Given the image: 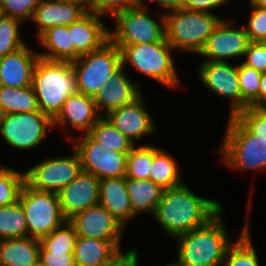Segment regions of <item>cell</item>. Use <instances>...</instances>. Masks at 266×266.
Listing matches in <instances>:
<instances>
[{
    "instance_id": "1",
    "label": "cell",
    "mask_w": 266,
    "mask_h": 266,
    "mask_svg": "<svg viewBox=\"0 0 266 266\" xmlns=\"http://www.w3.org/2000/svg\"><path fill=\"white\" fill-rule=\"evenodd\" d=\"M220 201L196 195L186 185L164 189L153 218L173 239L183 233L209 223L222 210Z\"/></svg>"
},
{
    "instance_id": "2",
    "label": "cell",
    "mask_w": 266,
    "mask_h": 266,
    "mask_svg": "<svg viewBox=\"0 0 266 266\" xmlns=\"http://www.w3.org/2000/svg\"><path fill=\"white\" fill-rule=\"evenodd\" d=\"M224 209L206 225L175 237L174 266H221L233 243L222 218ZM230 238V239H229Z\"/></svg>"
},
{
    "instance_id": "3",
    "label": "cell",
    "mask_w": 266,
    "mask_h": 266,
    "mask_svg": "<svg viewBox=\"0 0 266 266\" xmlns=\"http://www.w3.org/2000/svg\"><path fill=\"white\" fill-rule=\"evenodd\" d=\"M32 87L39 110L53 120L67 98L78 92L72 62L39 58L33 72Z\"/></svg>"
},
{
    "instance_id": "4",
    "label": "cell",
    "mask_w": 266,
    "mask_h": 266,
    "mask_svg": "<svg viewBox=\"0 0 266 266\" xmlns=\"http://www.w3.org/2000/svg\"><path fill=\"white\" fill-rule=\"evenodd\" d=\"M222 19L215 13L184 8L165 12V39L176 52L198 55Z\"/></svg>"
},
{
    "instance_id": "5",
    "label": "cell",
    "mask_w": 266,
    "mask_h": 266,
    "mask_svg": "<svg viewBox=\"0 0 266 266\" xmlns=\"http://www.w3.org/2000/svg\"><path fill=\"white\" fill-rule=\"evenodd\" d=\"M227 122L218 151L222 163L241 172L266 171V142L253 134L236 116L229 117Z\"/></svg>"
},
{
    "instance_id": "6",
    "label": "cell",
    "mask_w": 266,
    "mask_h": 266,
    "mask_svg": "<svg viewBox=\"0 0 266 266\" xmlns=\"http://www.w3.org/2000/svg\"><path fill=\"white\" fill-rule=\"evenodd\" d=\"M122 54V66L136 71L164 85L177 89L180 84L172 53H176L166 39L135 45H116Z\"/></svg>"
},
{
    "instance_id": "7",
    "label": "cell",
    "mask_w": 266,
    "mask_h": 266,
    "mask_svg": "<svg viewBox=\"0 0 266 266\" xmlns=\"http://www.w3.org/2000/svg\"><path fill=\"white\" fill-rule=\"evenodd\" d=\"M147 6L142 0L139 7L115 13L111 17L115 23V30L109 29V40L115 45H135L164 40V13L159 11L157 17L153 18V15L148 13Z\"/></svg>"
},
{
    "instance_id": "8",
    "label": "cell",
    "mask_w": 266,
    "mask_h": 266,
    "mask_svg": "<svg viewBox=\"0 0 266 266\" xmlns=\"http://www.w3.org/2000/svg\"><path fill=\"white\" fill-rule=\"evenodd\" d=\"M72 67L78 92L94 98L108 79L122 67L121 50L109 40L100 49L72 61Z\"/></svg>"
},
{
    "instance_id": "9",
    "label": "cell",
    "mask_w": 266,
    "mask_h": 266,
    "mask_svg": "<svg viewBox=\"0 0 266 266\" xmlns=\"http://www.w3.org/2000/svg\"><path fill=\"white\" fill-rule=\"evenodd\" d=\"M18 201L26 218L28 236L32 238L40 240L67 221L57 193L39 191L24 183Z\"/></svg>"
},
{
    "instance_id": "10",
    "label": "cell",
    "mask_w": 266,
    "mask_h": 266,
    "mask_svg": "<svg viewBox=\"0 0 266 266\" xmlns=\"http://www.w3.org/2000/svg\"><path fill=\"white\" fill-rule=\"evenodd\" d=\"M53 128V120L40 110L5 113L0 123V135L10 148L17 151L35 149Z\"/></svg>"
},
{
    "instance_id": "11",
    "label": "cell",
    "mask_w": 266,
    "mask_h": 266,
    "mask_svg": "<svg viewBox=\"0 0 266 266\" xmlns=\"http://www.w3.org/2000/svg\"><path fill=\"white\" fill-rule=\"evenodd\" d=\"M73 149L69 156L48 157L24 171L25 183L39 191L58 193L82 171L80 156Z\"/></svg>"
},
{
    "instance_id": "12",
    "label": "cell",
    "mask_w": 266,
    "mask_h": 266,
    "mask_svg": "<svg viewBox=\"0 0 266 266\" xmlns=\"http://www.w3.org/2000/svg\"><path fill=\"white\" fill-rule=\"evenodd\" d=\"M81 135L77 139L72 137V143L80 156L82 171L100 180L126 176L128 152L107 151L88 133Z\"/></svg>"
},
{
    "instance_id": "13",
    "label": "cell",
    "mask_w": 266,
    "mask_h": 266,
    "mask_svg": "<svg viewBox=\"0 0 266 266\" xmlns=\"http://www.w3.org/2000/svg\"><path fill=\"white\" fill-rule=\"evenodd\" d=\"M197 67V75L206 90L230 100L228 117L236 116L242 110L238 64L230 62L202 61Z\"/></svg>"
},
{
    "instance_id": "14",
    "label": "cell",
    "mask_w": 266,
    "mask_h": 266,
    "mask_svg": "<svg viewBox=\"0 0 266 266\" xmlns=\"http://www.w3.org/2000/svg\"><path fill=\"white\" fill-rule=\"evenodd\" d=\"M223 18L198 54L202 61L229 62L244 57L250 43L244 26L237 28Z\"/></svg>"
},
{
    "instance_id": "15",
    "label": "cell",
    "mask_w": 266,
    "mask_h": 266,
    "mask_svg": "<svg viewBox=\"0 0 266 266\" xmlns=\"http://www.w3.org/2000/svg\"><path fill=\"white\" fill-rule=\"evenodd\" d=\"M80 237L112 241L121 249V237L125 227L100 204L76 213L68 220Z\"/></svg>"
},
{
    "instance_id": "16",
    "label": "cell",
    "mask_w": 266,
    "mask_h": 266,
    "mask_svg": "<svg viewBox=\"0 0 266 266\" xmlns=\"http://www.w3.org/2000/svg\"><path fill=\"white\" fill-rule=\"evenodd\" d=\"M143 93L133 102L109 112L105 117L135 145L157 130L145 104Z\"/></svg>"
},
{
    "instance_id": "17",
    "label": "cell",
    "mask_w": 266,
    "mask_h": 266,
    "mask_svg": "<svg viewBox=\"0 0 266 266\" xmlns=\"http://www.w3.org/2000/svg\"><path fill=\"white\" fill-rule=\"evenodd\" d=\"M100 179L91 173H81L58 193L64 217L69 220L76 213L99 204Z\"/></svg>"
},
{
    "instance_id": "18",
    "label": "cell",
    "mask_w": 266,
    "mask_h": 266,
    "mask_svg": "<svg viewBox=\"0 0 266 266\" xmlns=\"http://www.w3.org/2000/svg\"><path fill=\"white\" fill-rule=\"evenodd\" d=\"M125 69L122 66L115 72L95 95L94 101L101 116L133 102L142 94L141 83L131 80Z\"/></svg>"
},
{
    "instance_id": "19",
    "label": "cell",
    "mask_w": 266,
    "mask_h": 266,
    "mask_svg": "<svg viewBox=\"0 0 266 266\" xmlns=\"http://www.w3.org/2000/svg\"><path fill=\"white\" fill-rule=\"evenodd\" d=\"M88 11L78 21L68 25L71 44H74V61L80 56L100 49L109 41V29L104 24L107 17Z\"/></svg>"
},
{
    "instance_id": "20",
    "label": "cell",
    "mask_w": 266,
    "mask_h": 266,
    "mask_svg": "<svg viewBox=\"0 0 266 266\" xmlns=\"http://www.w3.org/2000/svg\"><path fill=\"white\" fill-rule=\"evenodd\" d=\"M101 117L94 98L77 92L63 103L62 109L53 119V127H59L61 130L75 128L84 134L88 133Z\"/></svg>"
},
{
    "instance_id": "21",
    "label": "cell",
    "mask_w": 266,
    "mask_h": 266,
    "mask_svg": "<svg viewBox=\"0 0 266 266\" xmlns=\"http://www.w3.org/2000/svg\"><path fill=\"white\" fill-rule=\"evenodd\" d=\"M88 12L84 4L61 0H42L35 8L30 22L37 26L36 38L48 28L68 26Z\"/></svg>"
},
{
    "instance_id": "22",
    "label": "cell",
    "mask_w": 266,
    "mask_h": 266,
    "mask_svg": "<svg viewBox=\"0 0 266 266\" xmlns=\"http://www.w3.org/2000/svg\"><path fill=\"white\" fill-rule=\"evenodd\" d=\"M38 52L26 44L6 56L0 57V85L8 87L32 86Z\"/></svg>"
},
{
    "instance_id": "23",
    "label": "cell",
    "mask_w": 266,
    "mask_h": 266,
    "mask_svg": "<svg viewBox=\"0 0 266 266\" xmlns=\"http://www.w3.org/2000/svg\"><path fill=\"white\" fill-rule=\"evenodd\" d=\"M99 204L105 207L124 227L134 219L130 198L126 187V177L100 180Z\"/></svg>"
},
{
    "instance_id": "24",
    "label": "cell",
    "mask_w": 266,
    "mask_h": 266,
    "mask_svg": "<svg viewBox=\"0 0 266 266\" xmlns=\"http://www.w3.org/2000/svg\"><path fill=\"white\" fill-rule=\"evenodd\" d=\"M123 253L112 241L78 236L74 259L76 266H109Z\"/></svg>"
},
{
    "instance_id": "25",
    "label": "cell",
    "mask_w": 266,
    "mask_h": 266,
    "mask_svg": "<svg viewBox=\"0 0 266 266\" xmlns=\"http://www.w3.org/2000/svg\"><path fill=\"white\" fill-rule=\"evenodd\" d=\"M39 260V239L28 236L0 240V266H31Z\"/></svg>"
},
{
    "instance_id": "26",
    "label": "cell",
    "mask_w": 266,
    "mask_h": 266,
    "mask_svg": "<svg viewBox=\"0 0 266 266\" xmlns=\"http://www.w3.org/2000/svg\"><path fill=\"white\" fill-rule=\"evenodd\" d=\"M37 42L46 50L38 52L40 58L49 61H74V44H71L68 26L48 28L37 38Z\"/></svg>"
},
{
    "instance_id": "27",
    "label": "cell",
    "mask_w": 266,
    "mask_h": 266,
    "mask_svg": "<svg viewBox=\"0 0 266 266\" xmlns=\"http://www.w3.org/2000/svg\"><path fill=\"white\" fill-rule=\"evenodd\" d=\"M126 187L133 213L150 214L152 217L162 198L164 188L150 179L139 180L126 177Z\"/></svg>"
},
{
    "instance_id": "28",
    "label": "cell",
    "mask_w": 266,
    "mask_h": 266,
    "mask_svg": "<svg viewBox=\"0 0 266 266\" xmlns=\"http://www.w3.org/2000/svg\"><path fill=\"white\" fill-rule=\"evenodd\" d=\"M179 165L169 151L154 146V156L150 168L149 179L164 189L181 185L183 179L179 173Z\"/></svg>"
},
{
    "instance_id": "29",
    "label": "cell",
    "mask_w": 266,
    "mask_h": 266,
    "mask_svg": "<svg viewBox=\"0 0 266 266\" xmlns=\"http://www.w3.org/2000/svg\"><path fill=\"white\" fill-rule=\"evenodd\" d=\"M249 225L250 222L246 221L239 237L228 248L221 266H260Z\"/></svg>"
},
{
    "instance_id": "30",
    "label": "cell",
    "mask_w": 266,
    "mask_h": 266,
    "mask_svg": "<svg viewBox=\"0 0 266 266\" xmlns=\"http://www.w3.org/2000/svg\"><path fill=\"white\" fill-rule=\"evenodd\" d=\"M0 104L5 113H22L39 110L32 86L8 87L0 85Z\"/></svg>"
},
{
    "instance_id": "31",
    "label": "cell",
    "mask_w": 266,
    "mask_h": 266,
    "mask_svg": "<svg viewBox=\"0 0 266 266\" xmlns=\"http://www.w3.org/2000/svg\"><path fill=\"white\" fill-rule=\"evenodd\" d=\"M88 134L109 151L129 152L135 144L120 132L105 116H102Z\"/></svg>"
},
{
    "instance_id": "32",
    "label": "cell",
    "mask_w": 266,
    "mask_h": 266,
    "mask_svg": "<svg viewBox=\"0 0 266 266\" xmlns=\"http://www.w3.org/2000/svg\"><path fill=\"white\" fill-rule=\"evenodd\" d=\"M24 237H28V228L21 203L0 207V240Z\"/></svg>"
},
{
    "instance_id": "33",
    "label": "cell",
    "mask_w": 266,
    "mask_h": 266,
    "mask_svg": "<svg viewBox=\"0 0 266 266\" xmlns=\"http://www.w3.org/2000/svg\"><path fill=\"white\" fill-rule=\"evenodd\" d=\"M261 72L244 65L238 64V77L242 94V110L247 107L260 108V82Z\"/></svg>"
},
{
    "instance_id": "34",
    "label": "cell",
    "mask_w": 266,
    "mask_h": 266,
    "mask_svg": "<svg viewBox=\"0 0 266 266\" xmlns=\"http://www.w3.org/2000/svg\"><path fill=\"white\" fill-rule=\"evenodd\" d=\"M154 156V146L151 144H142L134 146L128 152L126 176L127 178L148 180L150 168Z\"/></svg>"
},
{
    "instance_id": "35",
    "label": "cell",
    "mask_w": 266,
    "mask_h": 266,
    "mask_svg": "<svg viewBox=\"0 0 266 266\" xmlns=\"http://www.w3.org/2000/svg\"><path fill=\"white\" fill-rule=\"evenodd\" d=\"M77 237L75 227L67 220L61 227L39 240L40 251L74 253Z\"/></svg>"
},
{
    "instance_id": "36",
    "label": "cell",
    "mask_w": 266,
    "mask_h": 266,
    "mask_svg": "<svg viewBox=\"0 0 266 266\" xmlns=\"http://www.w3.org/2000/svg\"><path fill=\"white\" fill-rule=\"evenodd\" d=\"M24 183V172L0 165V207L15 204Z\"/></svg>"
},
{
    "instance_id": "37",
    "label": "cell",
    "mask_w": 266,
    "mask_h": 266,
    "mask_svg": "<svg viewBox=\"0 0 266 266\" xmlns=\"http://www.w3.org/2000/svg\"><path fill=\"white\" fill-rule=\"evenodd\" d=\"M21 24L23 22L14 17L0 14V57L15 52L27 43L20 35Z\"/></svg>"
},
{
    "instance_id": "38",
    "label": "cell",
    "mask_w": 266,
    "mask_h": 266,
    "mask_svg": "<svg viewBox=\"0 0 266 266\" xmlns=\"http://www.w3.org/2000/svg\"><path fill=\"white\" fill-rule=\"evenodd\" d=\"M141 5L142 0H88L87 10L111 19L119 11Z\"/></svg>"
},
{
    "instance_id": "39",
    "label": "cell",
    "mask_w": 266,
    "mask_h": 266,
    "mask_svg": "<svg viewBox=\"0 0 266 266\" xmlns=\"http://www.w3.org/2000/svg\"><path fill=\"white\" fill-rule=\"evenodd\" d=\"M42 0H0V14L14 17L23 23L31 21L35 8Z\"/></svg>"
},
{
    "instance_id": "40",
    "label": "cell",
    "mask_w": 266,
    "mask_h": 266,
    "mask_svg": "<svg viewBox=\"0 0 266 266\" xmlns=\"http://www.w3.org/2000/svg\"><path fill=\"white\" fill-rule=\"evenodd\" d=\"M236 117L258 138L266 142V108L247 107Z\"/></svg>"
},
{
    "instance_id": "41",
    "label": "cell",
    "mask_w": 266,
    "mask_h": 266,
    "mask_svg": "<svg viewBox=\"0 0 266 266\" xmlns=\"http://www.w3.org/2000/svg\"><path fill=\"white\" fill-rule=\"evenodd\" d=\"M251 11L244 25L250 42H266V9L249 4Z\"/></svg>"
},
{
    "instance_id": "42",
    "label": "cell",
    "mask_w": 266,
    "mask_h": 266,
    "mask_svg": "<svg viewBox=\"0 0 266 266\" xmlns=\"http://www.w3.org/2000/svg\"><path fill=\"white\" fill-rule=\"evenodd\" d=\"M242 63L256 71L266 73V42H250Z\"/></svg>"
},
{
    "instance_id": "43",
    "label": "cell",
    "mask_w": 266,
    "mask_h": 266,
    "mask_svg": "<svg viewBox=\"0 0 266 266\" xmlns=\"http://www.w3.org/2000/svg\"><path fill=\"white\" fill-rule=\"evenodd\" d=\"M40 261L44 266H76L74 253L40 251Z\"/></svg>"
},
{
    "instance_id": "44",
    "label": "cell",
    "mask_w": 266,
    "mask_h": 266,
    "mask_svg": "<svg viewBox=\"0 0 266 266\" xmlns=\"http://www.w3.org/2000/svg\"><path fill=\"white\" fill-rule=\"evenodd\" d=\"M226 3L228 0H185L182 8L189 11L214 13L212 12L214 9L221 8Z\"/></svg>"
},
{
    "instance_id": "45",
    "label": "cell",
    "mask_w": 266,
    "mask_h": 266,
    "mask_svg": "<svg viewBox=\"0 0 266 266\" xmlns=\"http://www.w3.org/2000/svg\"><path fill=\"white\" fill-rule=\"evenodd\" d=\"M129 250V251H128ZM109 266H136V249H128Z\"/></svg>"
},
{
    "instance_id": "46",
    "label": "cell",
    "mask_w": 266,
    "mask_h": 266,
    "mask_svg": "<svg viewBox=\"0 0 266 266\" xmlns=\"http://www.w3.org/2000/svg\"><path fill=\"white\" fill-rule=\"evenodd\" d=\"M152 2H156V5L159 6L165 14V11H173L179 8H182L185 0H151Z\"/></svg>"
},
{
    "instance_id": "47",
    "label": "cell",
    "mask_w": 266,
    "mask_h": 266,
    "mask_svg": "<svg viewBox=\"0 0 266 266\" xmlns=\"http://www.w3.org/2000/svg\"><path fill=\"white\" fill-rule=\"evenodd\" d=\"M260 108H266V73L262 74L260 82Z\"/></svg>"
},
{
    "instance_id": "48",
    "label": "cell",
    "mask_w": 266,
    "mask_h": 266,
    "mask_svg": "<svg viewBox=\"0 0 266 266\" xmlns=\"http://www.w3.org/2000/svg\"><path fill=\"white\" fill-rule=\"evenodd\" d=\"M249 4L266 9V0H249Z\"/></svg>"
},
{
    "instance_id": "49",
    "label": "cell",
    "mask_w": 266,
    "mask_h": 266,
    "mask_svg": "<svg viewBox=\"0 0 266 266\" xmlns=\"http://www.w3.org/2000/svg\"><path fill=\"white\" fill-rule=\"evenodd\" d=\"M61 1H68V2H77L84 4L87 7L88 0H61Z\"/></svg>"
},
{
    "instance_id": "50",
    "label": "cell",
    "mask_w": 266,
    "mask_h": 266,
    "mask_svg": "<svg viewBox=\"0 0 266 266\" xmlns=\"http://www.w3.org/2000/svg\"><path fill=\"white\" fill-rule=\"evenodd\" d=\"M139 255H138V252H137V250H136V266H139ZM163 266H174L173 265V263L171 262V263H168V264H166V265H163Z\"/></svg>"
},
{
    "instance_id": "51",
    "label": "cell",
    "mask_w": 266,
    "mask_h": 266,
    "mask_svg": "<svg viewBox=\"0 0 266 266\" xmlns=\"http://www.w3.org/2000/svg\"><path fill=\"white\" fill-rule=\"evenodd\" d=\"M4 116H5V112H4L3 108H2V105L0 104V123H1V121H2Z\"/></svg>"
},
{
    "instance_id": "52",
    "label": "cell",
    "mask_w": 266,
    "mask_h": 266,
    "mask_svg": "<svg viewBox=\"0 0 266 266\" xmlns=\"http://www.w3.org/2000/svg\"><path fill=\"white\" fill-rule=\"evenodd\" d=\"M31 266H44L43 263L39 260L37 261L35 264L31 265Z\"/></svg>"
}]
</instances>
